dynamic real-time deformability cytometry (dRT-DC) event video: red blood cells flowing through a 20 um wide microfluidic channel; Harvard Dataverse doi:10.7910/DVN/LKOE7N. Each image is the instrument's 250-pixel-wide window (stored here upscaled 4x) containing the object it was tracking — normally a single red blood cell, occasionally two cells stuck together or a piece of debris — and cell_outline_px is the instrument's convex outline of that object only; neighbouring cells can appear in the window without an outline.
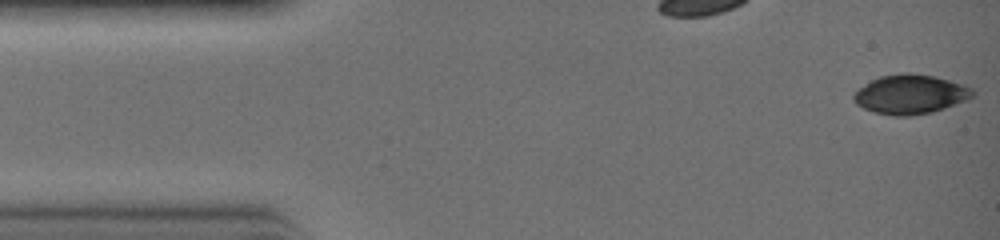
{"species": "common noctule bat (a hibernating species)", "species_latin": "Nyctalus noctula", "temperature_condition": "warm", "stored_images_in_passage": 31, "camera_frame_rate_fps": 3000, "um_per_image_px": 0.085, "animal": {"sex": "female", "body_mass_g": 19.0, "forearm_length_mm": 51.5}, "frame": {"image": 1, "passage_image": 1, "time_ms": 0.0, "image_size_px": [1000, 240], "cell_outline_px": [[976, 92], [972, 96], [964, 100], [944, 108], [932, 112], [908, 116], [896, 116], [876, 112], [864, 108], [856, 104], [852, 96], [860, 88], [872, 80], [880, 76], [908, 72], [932, 76], [964, 84], [972, 88]], "centroid_in_image_um": [77.39, 8.01], "position_along_channel_um": 7.6, "area_um2": 26.82}}
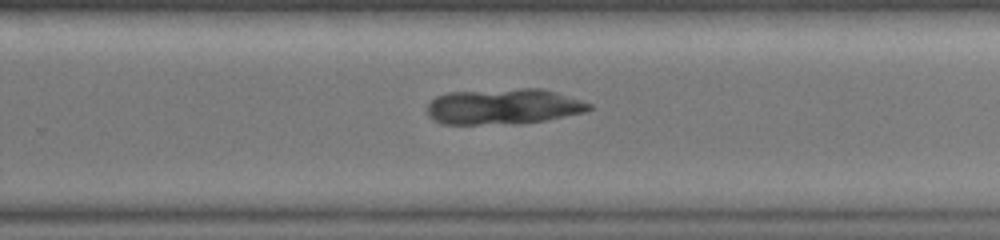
{"frame": {"image": 2, "passage_image": 20, "time_ms": 6.333, "image_size_px": [1000, 240], "cell_outline_px": [[592, 108], [584, 112], [544, 120], [516, 124], [444, 124], [428, 116], [428, 104], [436, 96], [448, 92], [520, 88], [544, 88], [592, 104]], "centroid_in_image_um": [42.78, 9.05], "position_along_channel_um": 287.0, "area_um2": 33.64}}
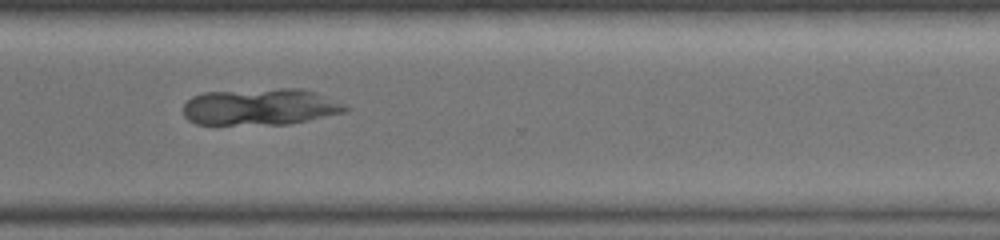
{"frame": {"image": 3, "passage_image": 23, "time_ms": 7.333, "image_size_px": [1000, 240], "cell_outline_px": [[352, 108], [348, 112], [292, 124], [196, 124], [188, 120], [184, 116], [184, 104], [192, 96], [204, 92], [280, 88], [304, 88], [316, 92], [348, 104]], "centroid_in_image_um": [22.23, 9.08], "position_along_channel_um": 348.4, "area_um2": 35.26}}